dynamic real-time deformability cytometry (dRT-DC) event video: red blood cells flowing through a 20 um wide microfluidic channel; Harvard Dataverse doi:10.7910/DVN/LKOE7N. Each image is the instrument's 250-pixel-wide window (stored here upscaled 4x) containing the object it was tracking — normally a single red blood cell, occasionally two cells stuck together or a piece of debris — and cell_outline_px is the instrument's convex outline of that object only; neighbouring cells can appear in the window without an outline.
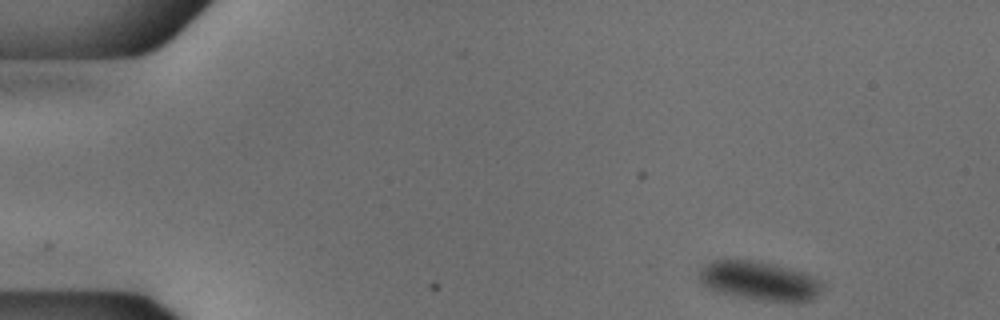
{"species": "common noctule bat (a hibernating species)", "species_latin": "Nyctalus noctula", "temperature_condition": "cold", "stored_images_in_passage": 49, "camera_frame_rate_fps": 3000, "um_per_image_px": 0.085, "animal": {"sex": "male", "body_mass_g": 18.8}, "frame": {"image": 1, "passage_image": 1, "time_ms": 0.0, "image_size_px": [1000, 320], "cell_outline_px": [[828, 284], [812, 300], [800, 304], [764, 300], [736, 296], [716, 292], [708, 288], [700, 280], [696, 272], [700, 268], [712, 260], [752, 260], [772, 264], [804, 272]], "centroid_in_image_um": [64.6, 23.9], "position_along_channel_um": 20.4, "area_um2": 28.55}}
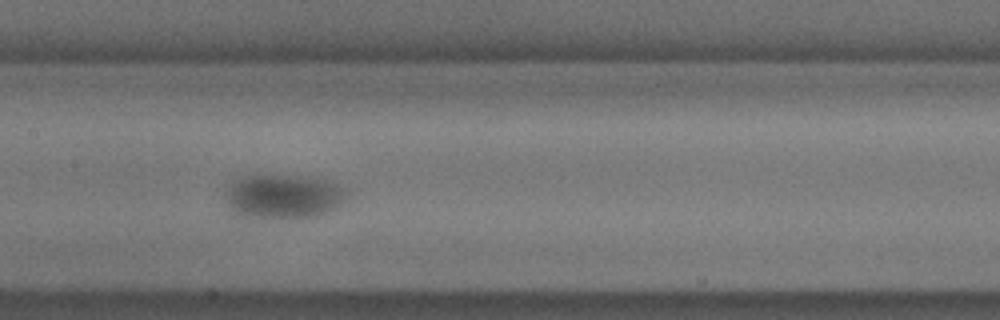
{"frame": {"image": 2, "passage_image": 22, "time_ms": 7.0, "image_size_px": [1000, 320], "cell_outline_px": [[348, 192], [344, 200], [336, 208], [328, 212], [316, 216], [244, 216], [228, 208], [228, 188], [232, 180], [248, 176], [300, 176], [324, 180], [336, 184]], "centroid_in_image_um": [24.11, 16.67], "position_along_channel_um": 183.3, "area_um2": 30.06}}
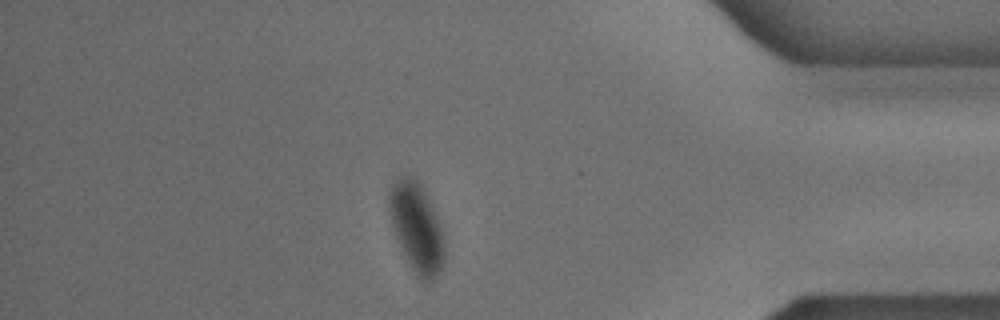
{"frame": {"image": 3, "passage_image": 42, "time_ms": 13.667, "image_size_px": [1000, 320], "cell_outline_px": [[444, 260], [440, 272], [436, 280], [432, 284], [428, 284], [420, 280], [416, 276], [404, 256], [400, 248], [392, 224], [388, 208], [388, 192], [392, 184], [404, 172], [412, 176], [416, 180], [424, 192], [436, 216], [440, 228], [444, 244]], "centroid_in_image_um": [35.39, 19.4], "position_along_channel_um": 399.8, "area_um2": 28.84}}